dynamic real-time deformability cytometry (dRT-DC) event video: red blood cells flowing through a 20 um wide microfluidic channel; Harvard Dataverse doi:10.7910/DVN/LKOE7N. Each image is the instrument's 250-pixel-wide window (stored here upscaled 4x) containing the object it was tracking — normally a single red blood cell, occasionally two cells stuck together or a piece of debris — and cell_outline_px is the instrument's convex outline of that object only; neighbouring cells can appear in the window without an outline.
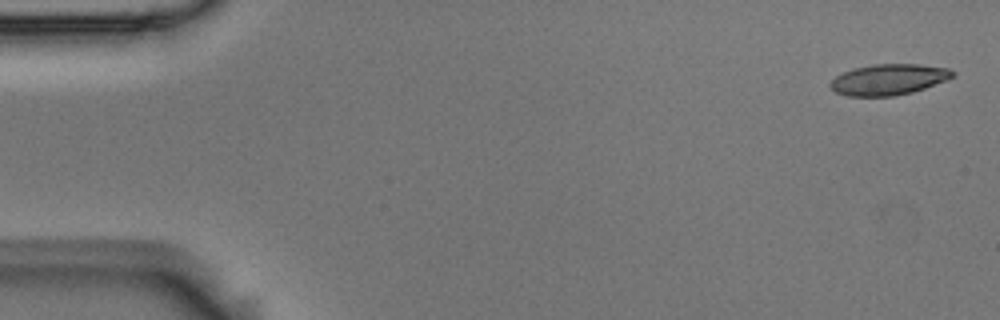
{"species": "Egyptian fruit bat (a non-hibernating species)", "species_latin": "Rousettus aegyptiacus", "temperature_condition": "room temperature", "stored_images_in_passage": 5, "camera_frame_rate_fps": 3000, "um_per_image_px": 0.085, "animal": {"sex": "male"}, "frame": {"image": 1, "passage_image": 1, "time_ms": 0.0, "image_size_px": [1000, 320], "cell_outline_px": [[956, 76], [948, 80], [912, 92], [896, 96], [848, 96], [836, 92], [828, 84], [836, 76], [852, 68], [872, 64], [920, 64], [948, 68], [956, 72]], "centroid_in_image_um": [75.57, 6.75], "position_along_channel_um": 9.4, "area_um2": 22.2}}
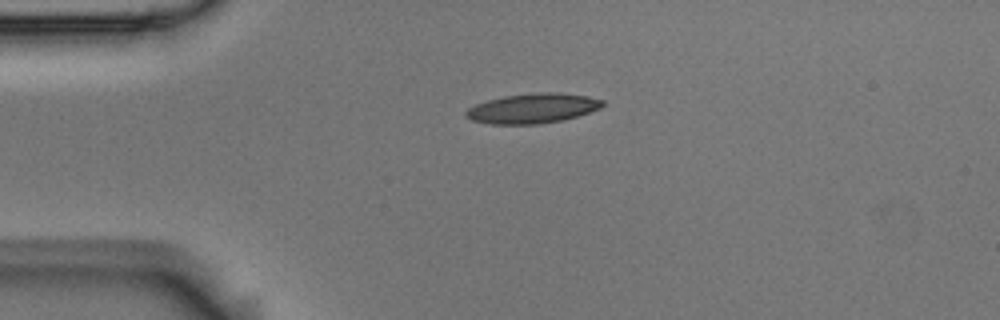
{"frame": {"image": 2, "passage_image": 4, "time_ms": 1.0, "image_size_px": [1000, 320], "cell_outline_px": [[604, 104], [600, 108], [564, 120], [540, 124], [492, 124], [472, 120], [464, 116], [464, 112], [468, 108], [476, 104], [488, 100], [504, 96], [540, 92], [556, 92], [588, 96], [604, 100]], "centroid_in_image_um": [45.27, 9.21], "position_along_channel_um": 39.7, "area_um2": 23.7}}